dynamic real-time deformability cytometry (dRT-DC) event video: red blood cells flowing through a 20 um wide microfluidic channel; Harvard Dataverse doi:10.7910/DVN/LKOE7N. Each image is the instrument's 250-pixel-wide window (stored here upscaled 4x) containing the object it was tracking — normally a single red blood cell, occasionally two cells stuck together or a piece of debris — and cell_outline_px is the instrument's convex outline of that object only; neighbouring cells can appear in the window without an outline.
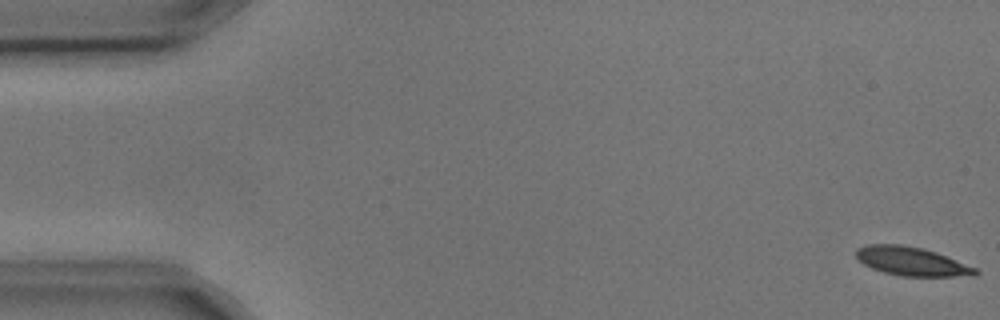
{"species": "common noctule bat (a hibernating species)", "species_latin": "Nyctalus noctula", "temperature_condition": "cold", "stored_images_in_passage": 5, "camera_frame_rate_fps": 3000, "um_per_image_px": 0.085, "animal": {"sex": "male", "body_mass_g": 17.9, "forearm_length_mm": 54.2}, "frame": {"image": 1, "passage_image": 5, "time_ms": 1.333, "image_size_px": [1000, 320], "cell_outline_px": [[980, 272], [976, 276], [900, 276], [884, 272], [872, 268], [864, 264], [856, 256], [856, 248], [868, 244], [900, 244], [920, 248], [936, 252], [976, 268]], "centroid_in_image_um": [77.49, 22.22], "position_along_channel_um": 7.5, "area_um2": 19.83}}